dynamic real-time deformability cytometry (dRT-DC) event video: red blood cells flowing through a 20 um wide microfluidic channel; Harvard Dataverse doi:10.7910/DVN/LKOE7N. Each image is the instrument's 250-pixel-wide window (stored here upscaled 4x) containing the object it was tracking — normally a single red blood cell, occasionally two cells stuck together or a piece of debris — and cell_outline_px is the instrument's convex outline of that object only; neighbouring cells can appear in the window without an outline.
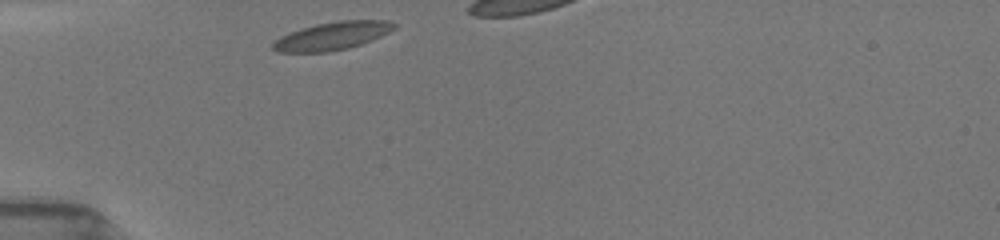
{"species": "common noctule bat (a hibernating species)", "species_latin": "Nyctalus noctula", "temperature_condition": "room temperature", "stored_images_in_passage": 12, "camera_frame_rate_fps": 3000, "um_per_image_px": 0.085, "animal": {"sex": "female", "body_mass_g": 19.5, "forearm_length_mm": 54.1}, "frame": {"image": 1, "passage_image": 1, "time_ms": 0.0, "image_size_px": [1000, 240], "cell_outline_px": [[396, 28], [372, 40], [348, 48], [328, 52], [276, 52], [272, 48], [272, 44], [280, 36], [300, 28], [316, 24], [340, 20], [388, 20], [396, 24]], "centroid_in_image_um": [28.23, 3.05], "position_along_channel_um": 56.8, "area_um2": 19.77}}
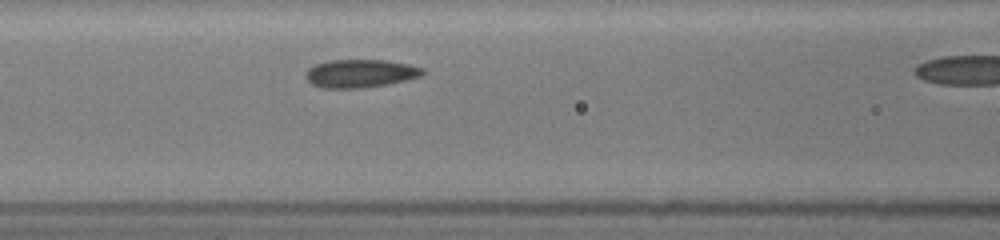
{"frame": {"image": 2, "passage_image": 6, "time_ms": 2.333, "image_size_px": [1000, 240], "cell_outline_px": [[424, 72], [420, 76], [388, 84], [364, 88], [320, 88], [312, 84], [304, 76], [304, 72], [308, 68], [316, 64], [328, 60], [384, 60], [408, 64], [424, 68]], "centroid_in_image_um": [30.58, 6.24], "position_along_channel_um": 136.0, "area_um2": 19.25}}